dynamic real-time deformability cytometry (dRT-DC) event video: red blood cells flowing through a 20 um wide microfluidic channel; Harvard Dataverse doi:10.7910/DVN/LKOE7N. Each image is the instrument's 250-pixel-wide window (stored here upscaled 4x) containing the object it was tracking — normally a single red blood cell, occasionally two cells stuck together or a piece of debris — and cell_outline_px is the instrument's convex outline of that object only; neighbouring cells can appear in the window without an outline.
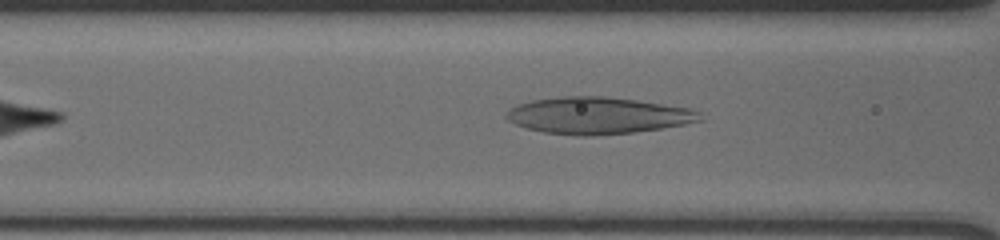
{"species": "human", "species_latin": "Homo sapiens", "temperature_condition": "cold", "stored_images_in_passage": 39, "camera_frame_rate_fps": 3000, "um_per_image_px": 0.085, "donor": {"sex": "male"}, "frame": {"image": 1, "passage_image": 10, "time_ms": 3.0, "image_size_px": [1000, 240], "cell_outline_px": [[704, 120], [684, 124], [660, 128], [632, 132], [588, 136], [580, 136], [544, 132], [528, 128], [516, 124], [508, 120], [504, 116], [512, 108], [520, 104], [532, 100], [564, 96], [604, 96], [636, 100], [688, 108], [700, 112]], "centroid_in_image_um": [50.83, 9.82], "position_along_channel_um": 115.8, "area_um2": 41.04}}
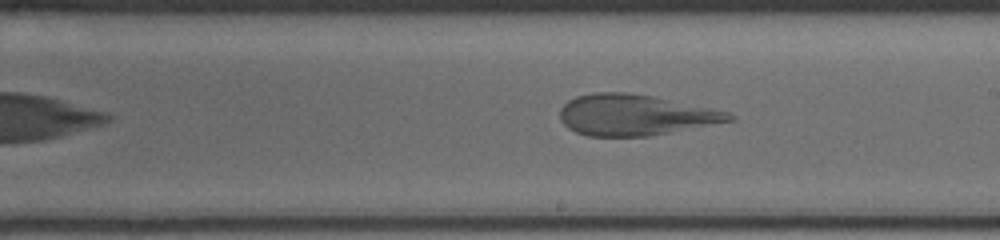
{"frame": {"image": 2, "passage_image": 20, "time_ms": 6.333, "image_size_px": [1000, 240], "cell_outline_px": [[736, 120], [648, 136], [588, 136], [576, 132], [568, 128], [560, 120], [560, 108], [568, 100], [576, 96], [592, 92], [624, 92], [652, 96], [728, 112], [736, 116]], "centroid_in_image_um": [53.94, 9.77], "position_along_channel_um": 235.1, "area_um2": 40.11}}
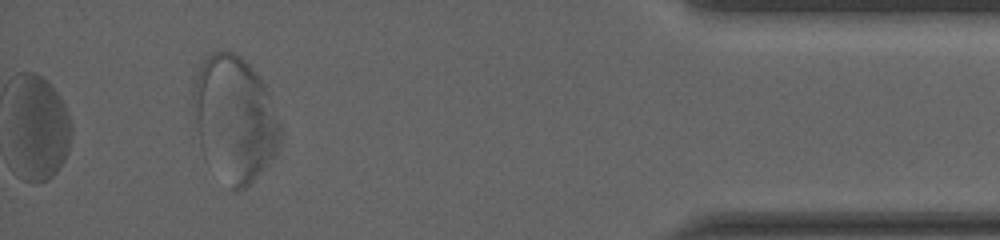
{"frame": {"image": 3, "passage_image": 39, "time_ms": 12.667, "image_size_px": [1000, 240], "cell_outline_px": [[280, 128], [276, 140], [264, 164], [256, 176], [244, 188], [236, 192], [232, 192], [228, 188], [204, 160], [200, 148], [196, 128], [192, 104], [192, 88], [200, 68], [204, 60], [212, 52], [232, 52], [240, 56], [260, 76], [280, 116]], "centroid_in_image_um": [19.85, 10.09], "position_along_channel_um": 415.3, "area_um2": 63.0}, "authors_computed_cell_mechanics": {"area_um2": 44.1592, "velocity_mm_per_s": 3.5651, "shape_relaxation_time_tau1_ms": 8.7753, "shape_relaxation_time_tau2_ms": null, "deformation_change_tau1": 0.2346, "deformation_change_tau2": null}}